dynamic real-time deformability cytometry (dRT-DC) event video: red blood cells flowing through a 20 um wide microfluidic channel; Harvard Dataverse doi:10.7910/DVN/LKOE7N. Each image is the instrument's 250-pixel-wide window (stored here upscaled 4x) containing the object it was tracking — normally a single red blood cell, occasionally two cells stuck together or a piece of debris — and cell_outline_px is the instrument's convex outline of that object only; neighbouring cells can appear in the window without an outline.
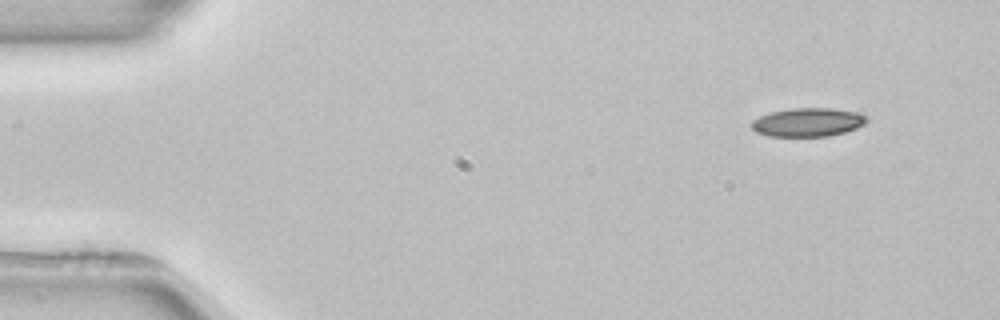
{"species": "common noctule bat (a hibernating species)", "species_latin": "Nyctalus noctula", "temperature_condition": "room temperature", "stored_images_in_passage": 5, "segment_of_instrument_passage": [1, 2], "camera_frame_rate_fps": 3000, "um_per_image_px": 0.085, "animal": {"sex": "female", "body_mass_g": 22.7, "forearm_length_mm": 54.2}, "frame": {"image": 1, "passage_image": 1, "time_ms": 0.0, "image_size_px": [1000, 320], "cell_outline_px": [[868, 120], [864, 124], [856, 128], [844, 132], [828, 136], [768, 136], [756, 132], [748, 124], [752, 120], [760, 116], [772, 112], [792, 108], [832, 108], [856, 112], [864, 116]], "centroid_in_image_um": [68.62, 10.39], "position_along_channel_um": 16.4, "area_um2": 19.13}}
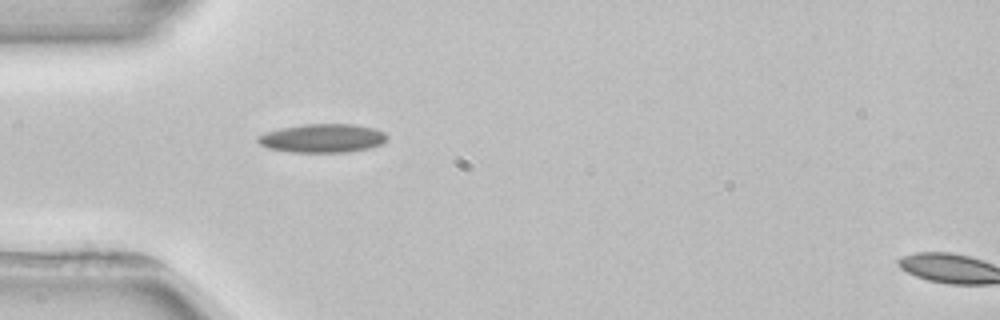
{"frame": {"image": 2, "passage_image": 4, "time_ms": 3.667, "image_size_px": [1000, 320], "cell_outline_px": [[388, 140], [380, 144], [368, 148], [348, 152], [292, 152], [268, 148], [260, 144], [256, 140], [256, 136], [280, 128], [304, 124], [356, 124], [376, 128], [384, 132], [388, 136]], "centroid_in_image_um": [27.44, 11.74], "position_along_channel_um": 57.6, "area_um2": 21.68}}